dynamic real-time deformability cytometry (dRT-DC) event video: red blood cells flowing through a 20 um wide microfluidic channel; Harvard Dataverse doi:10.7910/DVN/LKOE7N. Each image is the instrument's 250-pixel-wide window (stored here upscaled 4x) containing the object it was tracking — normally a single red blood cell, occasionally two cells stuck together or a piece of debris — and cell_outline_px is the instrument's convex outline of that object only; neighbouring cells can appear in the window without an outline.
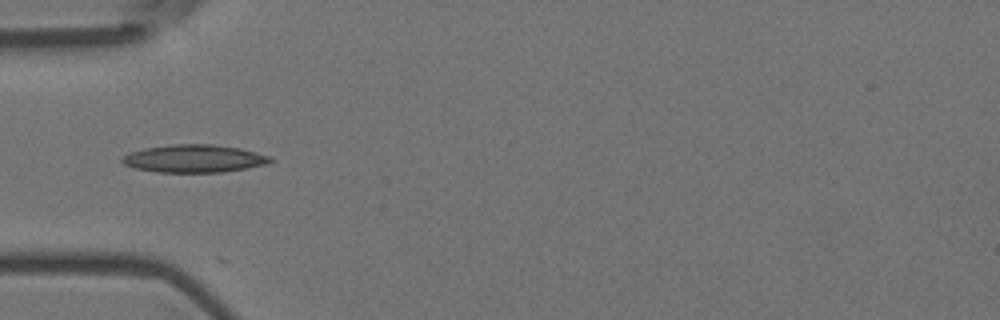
{"species": "Egyptian fruit bat (a non-hibernating species)", "species_latin": "Rousettus aegyptiacus", "temperature_condition": "room temperature", "stored_images_in_passage": 39, "camera_frame_rate_fps": 3000, "um_per_image_px": 0.085, "animal": {"sex": "female"}, "frame": {"image": 1, "passage_image": 1, "time_ms": 0.0, "image_size_px": [1000, 320], "cell_outline_px": [[276, 160], [268, 164], [224, 172], [156, 172], [136, 168], [124, 164], [120, 160], [128, 152], [144, 148], [172, 144], [212, 144], [240, 148], [272, 156]], "centroid_in_image_um": [16.54, 13.47], "position_along_channel_um": 68.5, "area_um2": 24.16}}
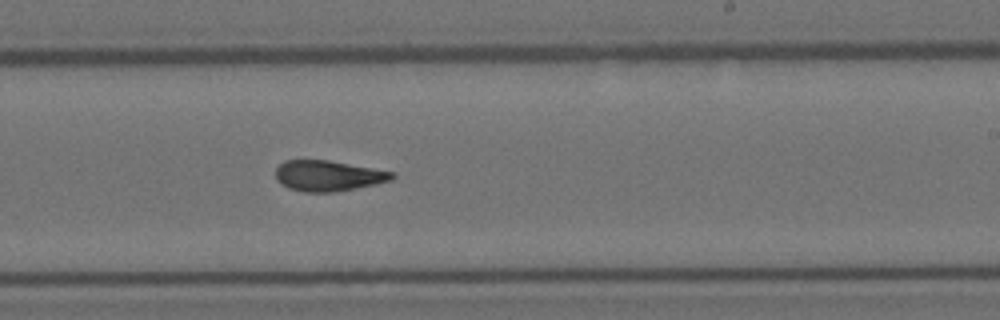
{"frame": {"image": 2, "passage_image": 17, "time_ms": 5.333, "image_size_px": [1000, 320], "cell_outline_px": [[396, 176], [392, 180], [376, 184], [356, 188], [332, 192], [304, 192], [288, 188], [280, 184], [276, 180], [276, 168], [284, 160], [328, 160], [372, 168], [392, 172]], "centroid_in_image_um": [27.86, 14.94], "position_along_channel_um": 261.1, "area_um2": 20.75}}
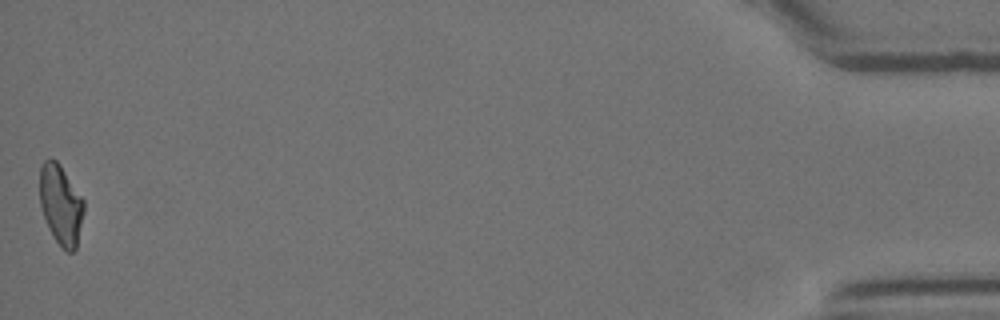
{"frame": {"image": 3, "passage_image": 39, "time_ms": 12.667, "image_size_px": [1000, 320], "cell_outline_px": [[84, 212], [76, 248], [72, 252], [68, 252], [56, 240], [48, 228], [40, 204], [40, 168], [44, 160], [56, 160], [60, 164], [84, 200]], "centroid_in_image_um": [5.17, 17.39], "position_along_channel_um": 430.0, "area_um2": 20.29}, "authors_computed_cell_mechanics": {"area_um2": 21.0392, "velocity_mm_per_s": 3.6028, "shape_relaxation_time_tau1_ms": 9.5426, "shape_relaxation_time_tau2_ms": 3.8491, "deformation_change_tau1": 0.2519, "deformation_change_tau2": 0.1293}}